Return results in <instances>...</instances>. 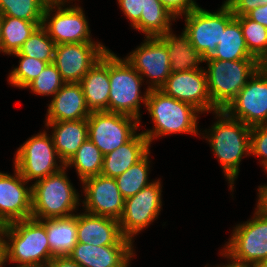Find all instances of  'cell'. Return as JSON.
Here are the masks:
<instances>
[{
	"label": "cell",
	"mask_w": 267,
	"mask_h": 267,
	"mask_svg": "<svg viewBox=\"0 0 267 267\" xmlns=\"http://www.w3.org/2000/svg\"><path fill=\"white\" fill-rule=\"evenodd\" d=\"M213 114L217 122L209 131L204 130L207 135L201 134L207 138L233 191L242 157L250 156L251 127L230 117L224 110L214 111Z\"/></svg>",
	"instance_id": "obj_1"
},
{
	"label": "cell",
	"mask_w": 267,
	"mask_h": 267,
	"mask_svg": "<svg viewBox=\"0 0 267 267\" xmlns=\"http://www.w3.org/2000/svg\"><path fill=\"white\" fill-rule=\"evenodd\" d=\"M4 263L46 267L52 259L45 225L28 218L3 225Z\"/></svg>",
	"instance_id": "obj_2"
},
{
	"label": "cell",
	"mask_w": 267,
	"mask_h": 267,
	"mask_svg": "<svg viewBox=\"0 0 267 267\" xmlns=\"http://www.w3.org/2000/svg\"><path fill=\"white\" fill-rule=\"evenodd\" d=\"M146 110L153 121V129L142 131L151 146V142L170 134L186 133L200 135L198 114L192 105L165 95L161 90H150L146 102ZM199 132V133H198Z\"/></svg>",
	"instance_id": "obj_3"
},
{
	"label": "cell",
	"mask_w": 267,
	"mask_h": 267,
	"mask_svg": "<svg viewBox=\"0 0 267 267\" xmlns=\"http://www.w3.org/2000/svg\"><path fill=\"white\" fill-rule=\"evenodd\" d=\"M63 167L57 173L32 184V215L37 220L73 215L80 205L79 193L69 181Z\"/></svg>",
	"instance_id": "obj_4"
},
{
	"label": "cell",
	"mask_w": 267,
	"mask_h": 267,
	"mask_svg": "<svg viewBox=\"0 0 267 267\" xmlns=\"http://www.w3.org/2000/svg\"><path fill=\"white\" fill-rule=\"evenodd\" d=\"M207 62V88L211 102L224 110L262 66L257 59L204 60Z\"/></svg>",
	"instance_id": "obj_5"
},
{
	"label": "cell",
	"mask_w": 267,
	"mask_h": 267,
	"mask_svg": "<svg viewBox=\"0 0 267 267\" xmlns=\"http://www.w3.org/2000/svg\"><path fill=\"white\" fill-rule=\"evenodd\" d=\"M109 112L136 118L141 123V102L146 108L149 89L141 93L144 78L124 59L109 50ZM143 95V96H142Z\"/></svg>",
	"instance_id": "obj_6"
},
{
	"label": "cell",
	"mask_w": 267,
	"mask_h": 267,
	"mask_svg": "<svg viewBox=\"0 0 267 267\" xmlns=\"http://www.w3.org/2000/svg\"><path fill=\"white\" fill-rule=\"evenodd\" d=\"M183 32L189 37L193 47L204 59L213 55L219 44L225 27L235 18L230 7L223 2L216 12L201 7L184 15Z\"/></svg>",
	"instance_id": "obj_7"
},
{
	"label": "cell",
	"mask_w": 267,
	"mask_h": 267,
	"mask_svg": "<svg viewBox=\"0 0 267 267\" xmlns=\"http://www.w3.org/2000/svg\"><path fill=\"white\" fill-rule=\"evenodd\" d=\"M15 154L14 168L27 182L46 178L65 167L62 162L58 165V154L46 130L25 141Z\"/></svg>",
	"instance_id": "obj_8"
},
{
	"label": "cell",
	"mask_w": 267,
	"mask_h": 267,
	"mask_svg": "<svg viewBox=\"0 0 267 267\" xmlns=\"http://www.w3.org/2000/svg\"><path fill=\"white\" fill-rule=\"evenodd\" d=\"M252 219L236 224L224 250L234 259L255 264L267 261V214L258 206Z\"/></svg>",
	"instance_id": "obj_9"
},
{
	"label": "cell",
	"mask_w": 267,
	"mask_h": 267,
	"mask_svg": "<svg viewBox=\"0 0 267 267\" xmlns=\"http://www.w3.org/2000/svg\"><path fill=\"white\" fill-rule=\"evenodd\" d=\"M69 1L73 0H62L46 6L42 26L56 45L95 42L91 38L88 20L82 7L76 5L66 7V3H70Z\"/></svg>",
	"instance_id": "obj_10"
},
{
	"label": "cell",
	"mask_w": 267,
	"mask_h": 267,
	"mask_svg": "<svg viewBox=\"0 0 267 267\" xmlns=\"http://www.w3.org/2000/svg\"><path fill=\"white\" fill-rule=\"evenodd\" d=\"M88 138L106 155L128 142L140 121L134 117L107 111L91 112L87 118Z\"/></svg>",
	"instance_id": "obj_11"
},
{
	"label": "cell",
	"mask_w": 267,
	"mask_h": 267,
	"mask_svg": "<svg viewBox=\"0 0 267 267\" xmlns=\"http://www.w3.org/2000/svg\"><path fill=\"white\" fill-rule=\"evenodd\" d=\"M161 193V180L158 179L134 196L125 199L123 212L118 220L120 230L125 238L134 242L133 238L138 235L137 233L158 218L162 209Z\"/></svg>",
	"instance_id": "obj_12"
},
{
	"label": "cell",
	"mask_w": 267,
	"mask_h": 267,
	"mask_svg": "<svg viewBox=\"0 0 267 267\" xmlns=\"http://www.w3.org/2000/svg\"><path fill=\"white\" fill-rule=\"evenodd\" d=\"M224 111L250 127L267 124V70L261 66Z\"/></svg>",
	"instance_id": "obj_13"
},
{
	"label": "cell",
	"mask_w": 267,
	"mask_h": 267,
	"mask_svg": "<svg viewBox=\"0 0 267 267\" xmlns=\"http://www.w3.org/2000/svg\"><path fill=\"white\" fill-rule=\"evenodd\" d=\"M108 50L100 42L62 43L55 47L53 63L66 83H79Z\"/></svg>",
	"instance_id": "obj_14"
},
{
	"label": "cell",
	"mask_w": 267,
	"mask_h": 267,
	"mask_svg": "<svg viewBox=\"0 0 267 267\" xmlns=\"http://www.w3.org/2000/svg\"><path fill=\"white\" fill-rule=\"evenodd\" d=\"M143 42L125 60L142 78H149L147 89L159 90L171 74L167 46L158 37H146Z\"/></svg>",
	"instance_id": "obj_15"
},
{
	"label": "cell",
	"mask_w": 267,
	"mask_h": 267,
	"mask_svg": "<svg viewBox=\"0 0 267 267\" xmlns=\"http://www.w3.org/2000/svg\"><path fill=\"white\" fill-rule=\"evenodd\" d=\"M165 95L192 105L200 114L218 109L211 102L205 69L171 73L159 89Z\"/></svg>",
	"instance_id": "obj_16"
},
{
	"label": "cell",
	"mask_w": 267,
	"mask_h": 267,
	"mask_svg": "<svg viewBox=\"0 0 267 267\" xmlns=\"http://www.w3.org/2000/svg\"><path fill=\"white\" fill-rule=\"evenodd\" d=\"M81 183L85 194L82 201L84 212L120 219L125 199L119 191L115 178L97 175Z\"/></svg>",
	"instance_id": "obj_17"
},
{
	"label": "cell",
	"mask_w": 267,
	"mask_h": 267,
	"mask_svg": "<svg viewBox=\"0 0 267 267\" xmlns=\"http://www.w3.org/2000/svg\"><path fill=\"white\" fill-rule=\"evenodd\" d=\"M14 175L0 172V224L31 218L32 187L15 168Z\"/></svg>",
	"instance_id": "obj_18"
},
{
	"label": "cell",
	"mask_w": 267,
	"mask_h": 267,
	"mask_svg": "<svg viewBox=\"0 0 267 267\" xmlns=\"http://www.w3.org/2000/svg\"><path fill=\"white\" fill-rule=\"evenodd\" d=\"M77 241L94 246L133 245L122 235L117 219L86 212L77 213Z\"/></svg>",
	"instance_id": "obj_19"
},
{
	"label": "cell",
	"mask_w": 267,
	"mask_h": 267,
	"mask_svg": "<svg viewBox=\"0 0 267 267\" xmlns=\"http://www.w3.org/2000/svg\"><path fill=\"white\" fill-rule=\"evenodd\" d=\"M133 245L94 246L80 243L68 255L81 267H128L135 256Z\"/></svg>",
	"instance_id": "obj_20"
},
{
	"label": "cell",
	"mask_w": 267,
	"mask_h": 267,
	"mask_svg": "<svg viewBox=\"0 0 267 267\" xmlns=\"http://www.w3.org/2000/svg\"><path fill=\"white\" fill-rule=\"evenodd\" d=\"M52 98L45 122L87 119L91 114L80 83H65Z\"/></svg>",
	"instance_id": "obj_21"
},
{
	"label": "cell",
	"mask_w": 267,
	"mask_h": 267,
	"mask_svg": "<svg viewBox=\"0 0 267 267\" xmlns=\"http://www.w3.org/2000/svg\"><path fill=\"white\" fill-rule=\"evenodd\" d=\"M91 112H109V50L79 82Z\"/></svg>",
	"instance_id": "obj_22"
},
{
	"label": "cell",
	"mask_w": 267,
	"mask_h": 267,
	"mask_svg": "<svg viewBox=\"0 0 267 267\" xmlns=\"http://www.w3.org/2000/svg\"><path fill=\"white\" fill-rule=\"evenodd\" d=\"M150 144L145 135L136 133L128 142L104 155L101 175L116 178L140 161L149 151Z\"/></svg>",
	"instance_id": "obj_23"
},
{
	"label": "cell",
	"mask_w": 267,
	"mask_h": 267,
	"mask_svg": "<svg viewBox=\"0 0 267 267\" xmlns=\"http://www.w3.org/2000/svg\"><path fill=\"white\" fill-rule=\"evenodd\" d=\"M47 129L52 127V140L59 162L64 165L73 157L80 146L88 139L87 119L46 122Z\"/></svg>",
	"instance_id": "obj_24"
},
{
	"label": "cell",
	"mask_w": 267,
	"mask_h": 267,
	"mask_svg": "<svg viewBox=\"0 0 267 267\" xmlns=\"http://www.w3.org/2000/svg\"><path fill=\"white\" fill-rule=\"evenodd\" d=\"M158 38L167 46L171 73L202 69L198 65L204 62V58L184 32L177 37L171 30Z\"/></svg>",
	"instance_id": "obj_25"
},
{
	"label": "cell",
	"mask_w": 267,
	"mask_h": 267,
	"mask_svg": "<svg viewBox=\"0 0 267 267\" xmlns=\"http://www.w3.org/2000/svg\"><path fill=\"white\" fill-rule=\"evenodd\" d=\"M45 225L52 258L68 256L77 244V214L40 220Z\"/></svg>",
	"instance_id": "obj_26"
},
{
	"label": "cell",
	"mask_w": 267,
	"mask_h": 267,
	"mask_svg": "<svg viewBox=\"0 0 267 267\" xmlns=\"http://www.w3.org/2000/svg\"><path fill=\"white\" fill-rule=\"evenodd\" d=\"M256 59L247 49L240 23L234 18L222 32L215 52L204 60H243Z\"/></svg>",
	"instance_id": "obj_27"
},
{
	"label": "cell",
	"mask_w": 267,
	"mask_h": 267,
	"mask_svg": "<svg viewBox=\"0 0 267 267\" xmlns=\"http://www.w3.org/2000/svg\"><path fill=\"white\" fill-rule=\"evenodd\" d=\"M176 17L168 11L159 0H146L145 12L140 22L134 27L145 34V37H159L172 30V21Z\"/></svg>",
	"instance_id": "obj_28"
},
{
	"label": "cell",
	"mask_w": 267,
	"mask_h": 267,
	"mask_svg": "<svg viewBox=\"0 0 267 267\" xmlns=\"http://www.w3.org/2000/svg\"><path fill=\"white\" fill-rule=\"evenodd\" d=\"M42 23L2 16V52L7 55L18 52L23 43Z\"/></svg>",
	"instance_id": "obj_29"
},
{
	"label": "cell",
	"mask_w": 267,
	"mask_h": 267,
	"mask_svg": "<svg viewBox=\"0 0 267 267\" xmlns=\"http://www.w3.org/2000/svg\"><path fill=\"white\" fill-rule=\"evenodd\" d=\"M104 155L88 138L73 155V157L65 164L68 168L71 166L76 169L79 181L97 175H101Z\"/></svg>",
	"instance_id": "obj_30"
},
{
	"label": "cell",
	"mask_w": 267,
	"mask_h": 267,
	"mask_svg": "<svg viewBox=\"0 0 267 267\" xmlns=\"http://www.w3.org/2000/svg\"><path fill=\"white\" fill-rule=\"evenodd\" d=\"M150 151L136 164L132 165L127 171L120 176L116 177V183L120 193L124 199L134 196L144 187L150 185L148 179L150 162L149 161Z\"/></svg>",
	"instance_id": "obj_31"
},
{
	"label": "cell",
	"mask_w": 267,
	"mask_h": 267,
	"mask_svg": "<svg viewBox=\"0 0 267 267\" xmlns=\"http://www.w3.org/2000/svg\"><path fill=\"white\" fill-rule=\"evenodd\" d=\"M240 23L249 53L261 64L267 58V28L244 16H235Z\"/></svg>",
	"instance_id": "obj_32"
},
{
	"label": "cell",
	"mask_w": 267,
	"mask_h": 267,
	"mask_svg": "<svg viewBox=\"0 0 267 267\" xmlns=\"http://www.w3.org/2000/svg\"><path fill=\"white\" fill-rule=\"evenodd\" d=\"M56 43L49 37L41 25L23 43L18 52L11 55H24L44 62L53 63Z\"/></svg>",
	"instance_id": "obj_33"
},
{
	"label": "cell",
	"mask_w": 267,
	"mask_h": 267,
	"mask_svg": "<svg viewBox=\"0 0 267 267\" xmlns=\"http://www.w3.org/2000/svg\"><path fill=\"white\" fill-rule=\"evenodd\" d=\"M45 7L41 0H0V15L43 22Z\"/></svg>",
	"instance_id": "obj_34"
},
{
	"label": "cell",
	"mask_w": 267,
	"mask_h": 267,
	"mask_svg": "<svg viewBox=\"0 0 267 267\" xmlns=\"http://www.w3.org/2000/svg\"><path fill=\"white\" fill-rule=\"evenodd\" d=\"M14 56L18 57L20 60L18 67H14V69H12L9 73L8 82L19 89L25 88L29 83L37 78L48 64L42 60L24 55Z\"/></svg>",
	"instance_id": "obj_35"
},
{
	"label": "cell",
	"mask_w": 267,
	"mask_h": 267,
	"mask_svg": "<svg viewBox=\"0 0 267 267\" xmlns=\"http://www.w3.org/2000/svg\"><path fill=\"white\" fill-rule=\"evenodd\" d=\"M66 82L62 79L54 63H49L31 83L25 88H30L36 95L54 96Z\"/></svg>",
	"instance_id": "obj_36"
},
{
	"label": "cell",
	"mask_w": 267,
	"mask_h": 267,
	"mask_svg": "<svg viewBox=\"0 0 267 267\" xmlns=\"http://www.w3.org/2000/svg\"><path fill=\"white\" fill-rule=\"evenodd\" d=\"M250 155L258 156L267 172V124L251 127Z\"/></svg>",
	"instance_id": "obj_37"
},
{
	"label": "cell",
	"mask_w": 267,
	"mask_h": 267,
	"mask_svg": "<svg viewBox=\"0 0 267 267\" xmlns=\"http://www.w3.org/2000/svg\"><path fill=\"white\" fill-rule=\"evenodd\" d=\"M126 18L134 27L140 22L142 12H145L146 0H117Z\"/></svg>",
	"instance_id": "obj_38"
},
{
	"label": "cell",
	"mask_w": 267,
	"mask_h": 267,
	"mask_svg": "<svg viewBox=\"0 0 267 267\" xmlns=\"http://www.w3.org/2000/svg\"><path fill=\"white\" fill-rule=\"evenodd\" d=\"M163 6L170 11L177 19L179 16L188 14L199 5L195 0H159Z\"/></svg>",
	"instance_id": "obj_39"
},
{
	"label": "cell",
	"mask_w": 267,
	"mask_h": 267,
	"mask_svg": "<svg viewBox=\"0 0 267 267\" xmlns=\"http://www.w3.org/2000/svg\"><path fill=\"white\" fill-rule=\"evenodd\" d=\"M234 16H244L253 9L267 4V0H226Z\"/></svg>",
	"instance_id": "obj_40"
},
{
	"label": "cell",
	"mask_w": 267,
	"mask_h": 267,
	"mask_svg": "<svg viewBox=\"0 0 267 267\" xmlns=\"http://www.w3.org/2000/svg\"><path fill=\"white\" fill-rule=\"evenodd\" d=\"M246 16L267 28V4L251 10Z\"/></svg>",
	"instance_id": "obj_41"
},
{
	"label": "cell",
	"mask_w": 267,
	"mask_h": 267,
	"mask_svg": "<svg viewBox=\"0 0 267 267\" xmlns=\"http://www.w3.org/2000/svg\"><path fill=\"white\" fill-rule=\"evenodd\" d=\"M46 267H81L69 256L54 257L49 261Z\"/></svg>",
	"instance_id": "obj_42"
},
{
	"label": "cell",
	"mask_w": 267,
	"mask_h": 267,
	"mask_svg": "<svg viewBox=\"0 0 267 267\" xmlns=\"http://www.w3.org/2000/svg\"><path fill=\"white\" fill-rule=\"evenodd\" d=\"M258 206L263 212L267 214V185H261L258 187Z\"/></svg>",
	"instance_id": "obj_43"
},
{
	"label": "cell",
	"mask_w": 267,
	"mask_h": 267,
	"mask_svg": "<svg viewBox=\"0 0 267 267\" xmlns=\"http://www.w3.org/2000/svg\"><path fill=\"white\" fill-rule=\"evenodd\" d=\"M220 255H222L225 258H228V260H230V262L226 265H222V266L220 265V266H216V267H253L252 264L245 263V262L234 259L224 249L221 251Z\"/></svg>",
	"instance_id": "obj_44"
},
{
	"label": "cell",
	"mask_w": 267,
	"mask_h": 267,
	"mask_svg": "<svg viewBox=\"0 0 267 267\" xmlns=\"http://www.w3.org/2000/svg\"><path fill=\"white\" fill-rule=\"evenodd\" d=\"M4 265V252H3V225L0 224V267Z\"/></svg>",
	"instance_id": "obj_45"
},
{
	"label": "cell",
	"mask_w": 267,
	"mask_h": 267,
	"mask_svg": "<svg viewBox=\"0 0 267 267\" xmlns=\"http://www.w3.org/2000/svg\"><path fill=\"white\" fill-rule=\"evenodd\" d=\"M2 16L0 15V53L2 52Z\"/></svg>",
	"instance_id": "obj_46"
},
{
	"label": "cell",
	"mask_w": 267,
	"mask_h": 267,
	"mask_svg": "<svg viewBox=\"0 0 267 267\" xmlns=\"http://www.w3.org/2000/svg\"><path fill=\"white\" fill-rule=\"evenodd\" d=\"M46 6L51 5L53 3H57L62 0H41Z\"/></svg>",
	"instance_id": "obj_47"
},
{
	"label": "cell",
	"mask_w": 267,
	"mask_h": 267,
	"mask_svg": "<svg viewBox=\"0 0 267 267\" xmlns=\"http://www.w3.org/2000/svg\"><path fill=\"white\" fill-rule=\"evenodd\" d=\"M253 267H267V261L257 262L253 264Z\"/></svg>",
	"instance_id": "obj_48"
},
{
	"label": "cell",
	"mask_w": 267,
	"mask_h": 267,
	"mask_svg": "<svg viewBox=\"0 0 267 267\" xmlns=\"http://www.w3.org/2000/svg\"><path fill=\"white\" fill-rule=\"evenodd\" d=\"M262 67L267 70V58L264 60V62L262 63Z\"/></svg>",
	"instance_id": "obj_49"
},
{
	"label": "cell",
	"mask_w": 267,
	"mask_h": 267,
	"mask_svg": "<svg viewBox=\"0 0 267 267\" xmlns=\"http://www.w3.org/2000/svg\"><path fill=\"white\" fill-rule=\"evenodd\" d=\"M16 267H39V266H16Z\"/></svg>",
	"instance_id": "obj_50"
}]
</instances>
